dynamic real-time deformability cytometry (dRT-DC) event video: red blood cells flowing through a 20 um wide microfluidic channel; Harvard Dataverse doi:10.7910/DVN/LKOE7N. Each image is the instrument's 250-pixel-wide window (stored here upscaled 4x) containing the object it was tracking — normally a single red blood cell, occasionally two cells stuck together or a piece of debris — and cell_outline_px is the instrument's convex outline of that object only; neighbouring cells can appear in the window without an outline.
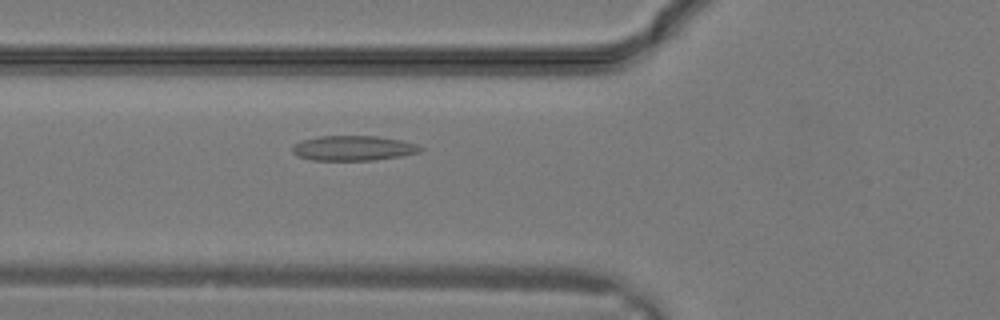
{"species": "common noctule bat (a hibernating species)", "species_latin": "Nyctalus noctula", "temperature_condition": "warm", "stored_images_in_passage": 6, "camera_frame_rate_fps": 3000, "um_per_image_px": 0.085, "animal": {"sex": "male", "body_mass_g": 19.2, "forearm_length_mm": 51.8}, "frame": {"image": 1, "passage_image": 4, "time_ms": 1.0, "image_size_px": [1000, 320], "cell_outline_px": [[424, 148], [420, 152], [400, 156], [376, 160], [312, 160], [296, 156], [292, 152], [292, 144], [300, 140], [320, 136], [376, 136], [400, 140], [416, 144]], "centroid_in_image_um": [29.98, 12.59], "position_along_channel_um": 95.8, "area_um2": 18.73}}
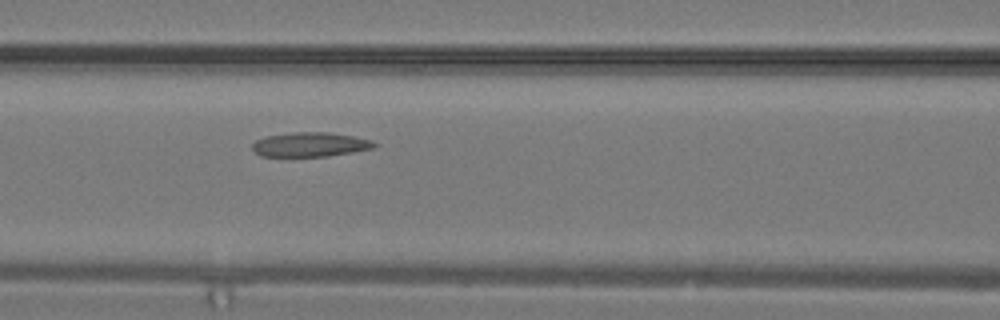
{"frame": {"image": 2, "passage_image": 6, "time_ms": 1.667, "image_size_px": [1000, 320], "cell_outline_px": [[376, 144], [372, 148], [352, 152], [328, 156], [260, 156], [252, 148], [252, 144], [256, 140], [264, 136], [296, 132], [328, 132], [352, 136], [372, 140]], "centroid_in_image_um": [26.33, 12.28], "position_along_channel_um": 140.3, "area_um2": 17.17}}